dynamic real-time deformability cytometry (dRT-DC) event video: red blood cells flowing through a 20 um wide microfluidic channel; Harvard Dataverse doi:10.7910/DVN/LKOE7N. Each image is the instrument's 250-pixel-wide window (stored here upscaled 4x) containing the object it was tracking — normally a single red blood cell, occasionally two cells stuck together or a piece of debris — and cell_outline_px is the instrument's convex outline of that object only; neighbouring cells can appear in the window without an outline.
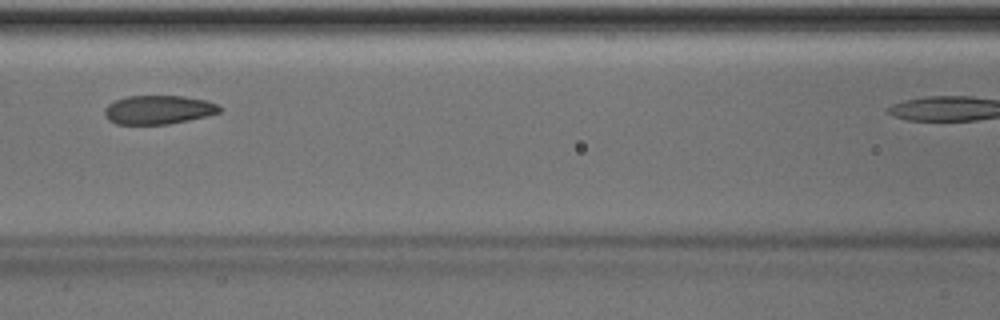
{"species": "Egyptian fruit bat (a non-hibernating species)", "species_latin": "Rousettus aegyptiacus", "temperature_condition": "room temperature", "stored_images_in_passage": 34, "camera_frame_rate_fps": 3000, "um_per_image_px": 0.085, "animal": {"sex": "male"}, "frame": {"image": 1, "passage_image": 15, "time_ms": 4.667, "image_size_px": [1000, 320], "cell_outline_px": [[224, 108], [220, 112], [188, 120], [168, 124], [116, 124], [108, 120], [104, 116], [104, 108], [108, 104], [116, 100], [128, 96], [184, 96], [204, 100], [216, 104]], "centroid_in_image_um": [13.43, 9.33], "position_along_channel_um": 153.2, "area_um2": 19.25}}